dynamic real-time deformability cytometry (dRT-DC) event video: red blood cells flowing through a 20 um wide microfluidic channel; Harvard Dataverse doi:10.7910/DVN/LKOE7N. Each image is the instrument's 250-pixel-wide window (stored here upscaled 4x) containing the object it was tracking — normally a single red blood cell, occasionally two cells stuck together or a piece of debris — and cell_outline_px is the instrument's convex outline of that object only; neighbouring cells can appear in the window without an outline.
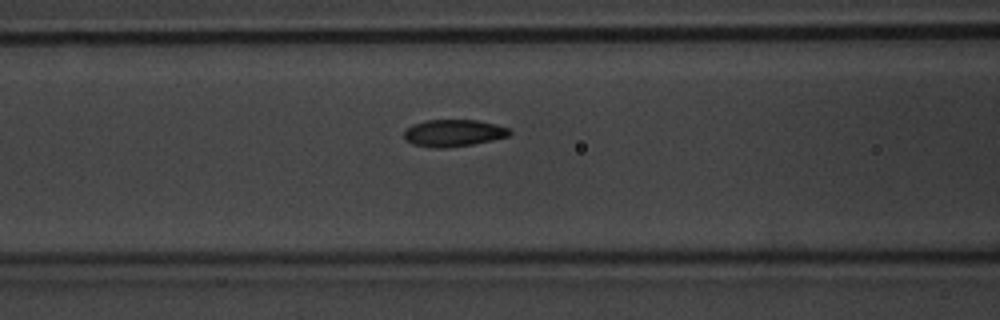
{"species": "common noctule bat (a hibernating species)", "species_latin": "Nyctalus noctula", "temperature_condition": "warm", "stored_images_in_passage": 34, "camera_frame_rate_fps": 3000, "um_per_image_px": 0.085, "animal": {"sex": "male", "body_mass_g": 20.1, "forearm_length_mm": 53.5}, "frame": {"image": 1, "passage_image": 6, "time_ms": 1.667, "image_size_px": [1000, 320], "cell_outline_px": [[512, 132], [508, 136], [492, 140], [472, 144], [444, 148], [436, 148], [412, 144], [404, 140], [404, 132], [412, 124], [428, 120], [476, 120], [496, 124], [508, 128]], "centroid_in_image_um": [38.53, 11.3], "position_along_channel_um": 128.1, "area_um2": 16.53}}
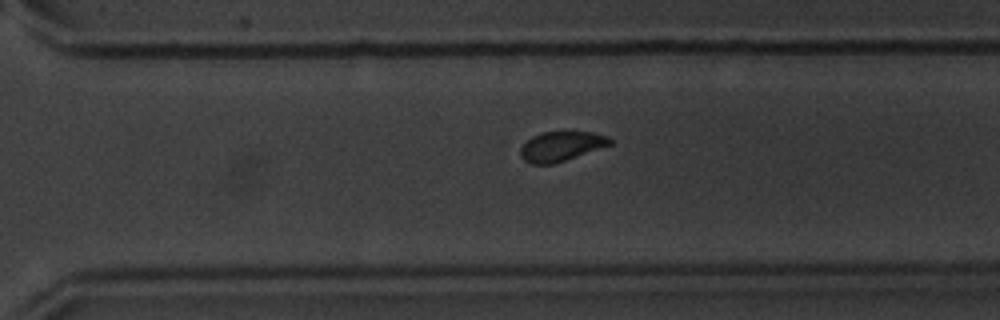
{"frame": {"image": 2, "passage_image": 22, "time_ms": 7.0, "image_size_px": [1000, 320], "cell_outline_px": [[612, 144], [556, 164], [532, 164], [524, 160], [520, 156], [520, 148], [532, 136], [544, 132], [592, 132], [608, 136], [612, 140]], "centroid_in_image_um": [47.71, 12.45], "position_along_channel_um": 322.9, "area_um2": 15.49}}
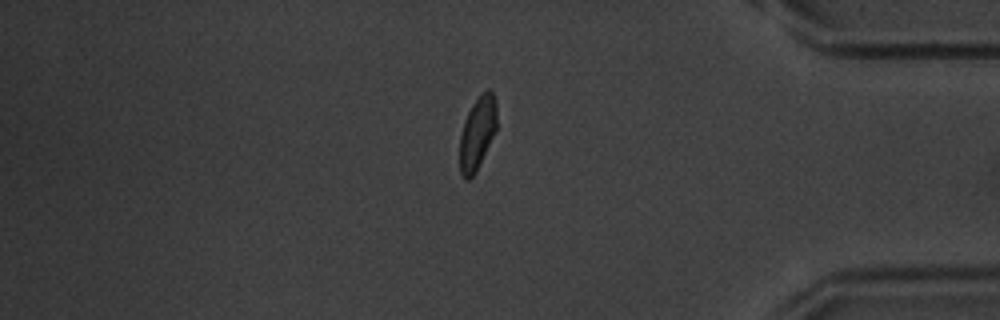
{"frame": {"image": 3, "passage_image": 30, "time_ms": 9.667, "image_size_px": [1000, 320], "cell_outline_px": [[496, 128], [476, 172], [468, 180], [464, 180], [460, 176], [460, 136], [468, 112], [472, 104], [488, 88], [492, 92], [496, 100]], "centroid_in_image_um": [40.56, 11.35], "position_along_channel_um": 394.6, "area_um2": 15.43}, "authors_computed_cell_mechanics": {"area_um2": 16.473, "velocity_mm_per_s": 3.6598, "shape_relaxation_time_tau1_ms": 2.8207, "shape_relaxation_time_tau2_ms": 1.1657, "deformation_change_tau1": 0.1254, "deformation_change_tau2": 0.0496}}